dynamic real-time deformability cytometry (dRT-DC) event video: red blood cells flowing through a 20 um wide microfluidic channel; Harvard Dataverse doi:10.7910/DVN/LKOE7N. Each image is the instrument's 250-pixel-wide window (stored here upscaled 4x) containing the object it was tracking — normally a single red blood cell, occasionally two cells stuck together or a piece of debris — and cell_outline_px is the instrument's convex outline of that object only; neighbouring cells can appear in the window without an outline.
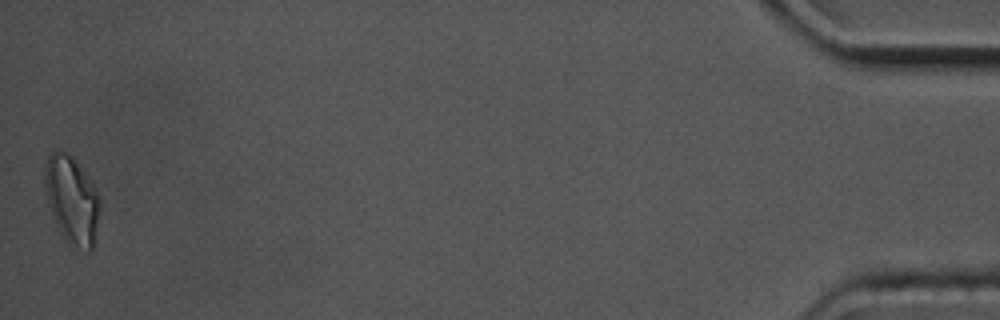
{"species": "common noctule bat (a hibernating species)", "species_latin": "Nyctalus noctula", "temperature_condition": "cold", "stored_images_in_passage": 46, "camera_frame_rate_fps": 3000, "um_per_image_px": 0.085, "animal": {"sex": "male", "body_mass_g": 17.5, "forearm_length_mm": 52.3}, "frame": {"image": 1, "passage_image": 46, "time_ms": 15.0, "image_size_px": [1000, 320], "cell_outline_px": [[100, 208], [92, 252], [88, 252], [68, 244], [60, 232], [52, 216], [44, 192], [44, 164], [48, 156], [56, 148], [68, 152], [72, 156], [88, 176], [100, 200]], "centroid_in_image_um": [6.07, 16.98], "position_along_channel_um": 429.1, "area_um2": 28.55}, "authors_computed_cell_mechanics": {"area_um2": 21.675, "velocity_mm_per_s": 3.4808, "shape_relaxation_time_tau1_ms": 3.0329, "shape_relaxation_time_tau2_ms": null, "deformation_change_tau1": 0.1118, "deformation_change_tau2": null}}